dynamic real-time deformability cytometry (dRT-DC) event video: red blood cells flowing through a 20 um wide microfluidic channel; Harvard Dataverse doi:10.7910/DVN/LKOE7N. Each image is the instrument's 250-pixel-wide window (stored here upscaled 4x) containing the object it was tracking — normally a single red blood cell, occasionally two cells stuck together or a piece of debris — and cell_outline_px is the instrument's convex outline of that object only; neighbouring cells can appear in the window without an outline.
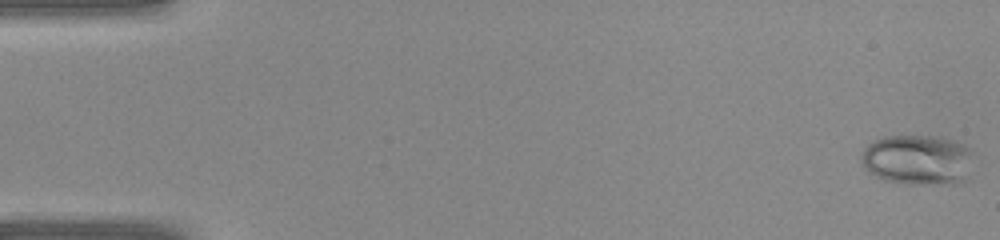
{"species": "common noctule bat (a hibernating species)", "species_latin": "Nyctalus noctula", "temperature_condition": "warm", "stored_images_in_passage": 41, "camera_frame_rate_fps": 3000, "um_per_image_px": 0.085, "animal": {"sex": "female", "body_mass_g": 22.0, "forearm_length_mm": 56.7}, "frame": {"image": 1, "passage_image": 1, "time_ms": 0.0, "image_size_px": [1000, 240], "cell_outline_px": [[976, 152], [968, 180], [956, 184], [904, 184], [888, 180], [876, 176], [868, 172], [864, 168], [860, 160], [860, 156], [864, 148], [872, 140], [880, 136], [940, 136], [956, 140], [972, 148]], "centroid_in_image_um": [78.08, 13.57], "position_along_channel_um": 6.9, "area_um2": 34.1}}
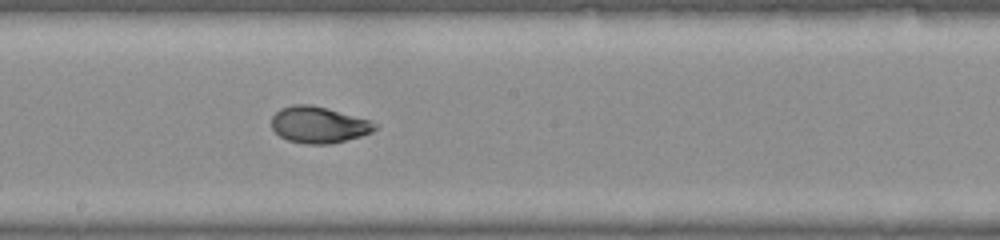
{"frame": {"image": 2, "passage_image": 23, "time_ms": 7.333, "image_size_px": [1000, 240], "cell_outline_px": [[380, 124], [372, 132], [360, 136], [332, 144], [304, 144], [288, 140], [280, 136], [272, 128], [272, 116], [280, 108], [292, 104], [312, 104], [328, 108], [368, 120]], "centroid_in_image_um": [27.08, 10.6], "position_along_channel_um": 221.1, "area_um2": 22.02}}
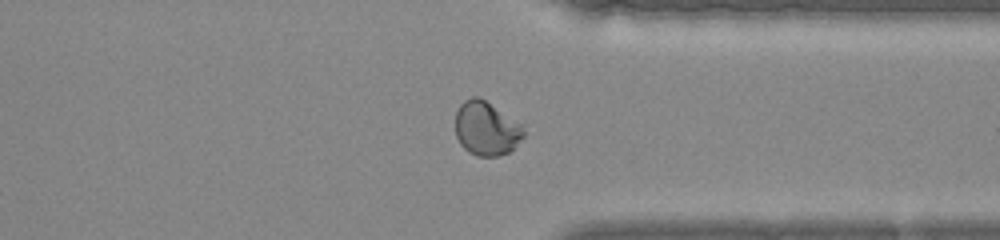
{"frame": {"image": 3, "passage_image": 32, "time_ms": 10.333, "image_size_px": [1000, 240], "cell_outline_px": [[524, 136], [508, 152], [496, 156], [476, 156], [468, 152], [460, 144], [456, 136], [456, 112], [460, 104], [464, 100], [472, 96], [476, 96], [484, 100], [524, 124]], "centroid_in_image_um": [41.34, 10.92], "position_along_channel_um": 370.1, "area_um2": 21.5}}